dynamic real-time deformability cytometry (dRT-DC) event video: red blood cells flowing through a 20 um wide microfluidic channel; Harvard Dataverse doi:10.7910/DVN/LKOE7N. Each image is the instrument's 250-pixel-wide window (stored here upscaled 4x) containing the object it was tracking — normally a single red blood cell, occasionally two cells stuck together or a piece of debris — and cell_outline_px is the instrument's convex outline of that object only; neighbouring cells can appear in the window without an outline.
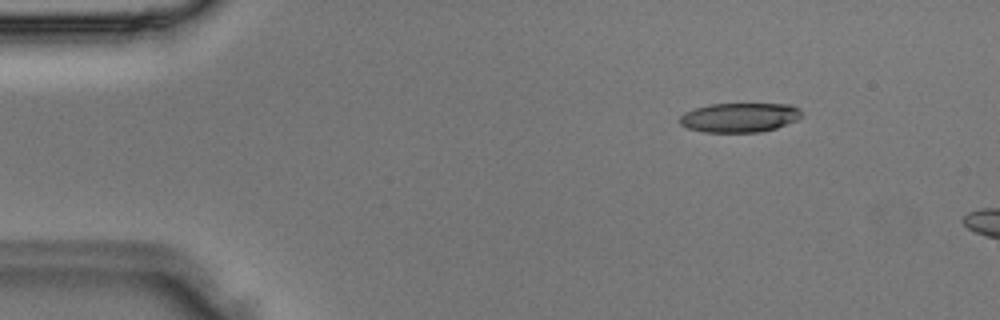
{"species": "Egyptian fruit bat (a non-hibernating species)", "species_latin": "Rousettus aegyptiacus", "temperature_condition": "room temperature", "stored_images_in_passage": 4, "camera_frame_rate_fps": 3000, "um_per_image_px": 0.085, "animal": {"sex": "male"}, "frame": {"image": 1, "passage_image": 1, "time_ms": 0.0, "image_size_px": [1000, 320], "cell_outline_px": [[804, 116], [796, 120], [776, 128], [760, 132], [704, 132], [688, 128], [680, 124], [680, 116], [684, 112], [696, 108], [712, 104], [792, 104], [800, 108], [804, 112]], "centroid_in_image_um": [62.92, 9.98], "position_along_channel_um": 22.1, "area_um2": 20.98}}